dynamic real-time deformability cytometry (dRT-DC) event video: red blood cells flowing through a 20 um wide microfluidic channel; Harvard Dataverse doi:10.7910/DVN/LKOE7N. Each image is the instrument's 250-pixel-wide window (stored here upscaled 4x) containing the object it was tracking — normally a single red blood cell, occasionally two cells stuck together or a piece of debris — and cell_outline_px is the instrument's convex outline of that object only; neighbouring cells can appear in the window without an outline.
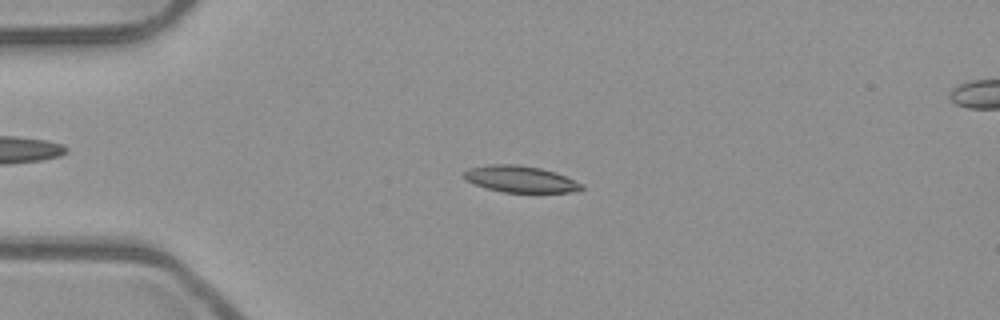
{"species": "common noctule bat (a hibernating species)", "species_latin": "Nyctalus noctula", "temperature_condition": "room temperature", "stored_images_in_passage": 53, "camera_frame_rate_fps": 3000, "um_per_image_px": 0.085, "animal": {"sex": "male", "body_mass_g": 23.1, "forearm_length_mm": 52.7}, "frame": {"image": 1, "passage_image": 14, "time_ms": 4.333, "image_size_px": [1000, 320], "cell_outline_px": [[584, 188], [572, 192], [504, 192], [488, 188], [464, 180], [464, 172], [468, 168], [492, 164], [516, 164], [540, 168], [556, 172], [584, 184]], "centroid_in_image_um": [44.25, 15.22], "position_along_channel_um": 40.8, "area_um2": 18.09}}
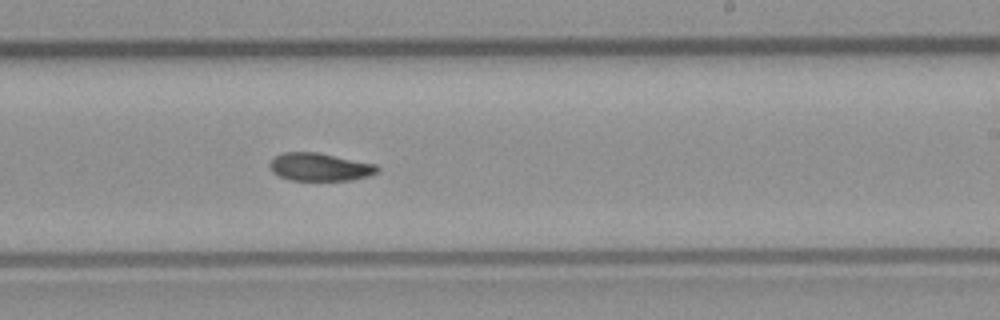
{"frame": {"image": 2, "passage_image": 33, "time_ms": 10.667, "image_size_px": [1000, 320], "cell_outline_px": [[380, 168], [376, 172], [368, 176], [352, 180], [292, 180], [280, 176], [272, 172], [268, 164], [276, 156], [284, 152], [316, 152], [376, 164]], "centroid_in_image_um": [27.18, 14.19], "position_along_channel_um": 261.8, "area_um2": 17.34}}
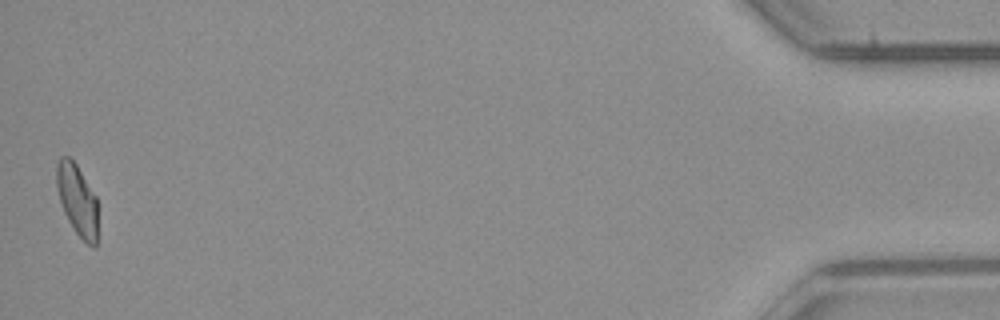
{"frame": {"image": 3, "passage_image": 53, "time_ms": 17.333, "image_size_px": [1000, 320], "cell_outline_px": [[96, 248], [92, 248], [76, 232], [68, 220], [64, 212], [60, 200], [56, 184], [56, 164], [60, 156], [68, 156], [76, 164], [96, 196]], "centroid_in_image_um": [6.54, 16.96], "position_along_channel_um": 428.7, "area_um2": 16.82}, "authors_computed_cell_mechanics": {"area_um2": 18.0914, "velocity_mm_per_s": 3.9616, "shape_relaxation_time_tau1_ms": 11.149, "shape_relaxation_time_tau2_ms": null, "deformation_change_tau1": 0.2508, "deformation_change_tau2": null}}